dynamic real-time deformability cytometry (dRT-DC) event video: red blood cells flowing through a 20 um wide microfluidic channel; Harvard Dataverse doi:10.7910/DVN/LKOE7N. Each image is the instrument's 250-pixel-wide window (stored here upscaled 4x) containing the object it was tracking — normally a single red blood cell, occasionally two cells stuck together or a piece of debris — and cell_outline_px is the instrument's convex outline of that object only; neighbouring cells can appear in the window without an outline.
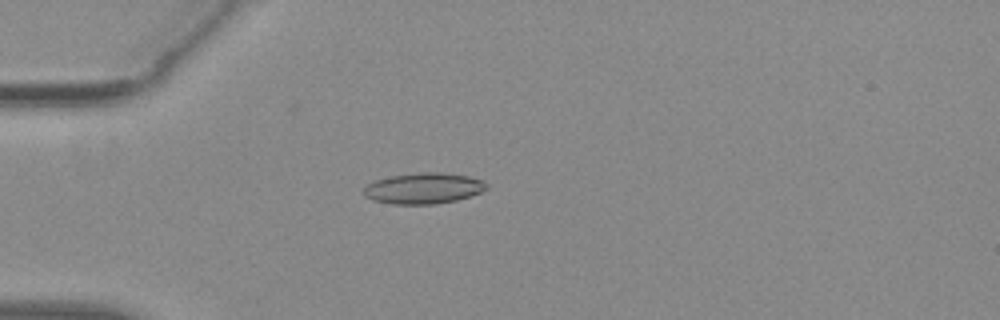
{"species": "common noctule bat (a hibernating species)", "species_latin": "Nyctalus noctula", "temperature_condition": "warm", "stored_images_in_passage": 54, "camera_frame_rate_fps": 3000, "um_per_image_px": 0.085, "animal": {"sex": "female", "body_mass_g": 29.2, "forearm_length_mm": 56.3}, "frame": {"image": 1, "passage_image": 16, "time_ms": 5.0, "image_size_px": [1000, 320], "cell_outline_px": [[488, 188], [480, 192], [456, 200], [436, 204], [392, 204], [372, 200], [364, 196], [364, 188], [368, 184], [376, 180], [392, 176], [420, 172], [440, 172], [468, 176], [484, 180], [488, 184]], "centroid_in_image_um": [36.01, 16.0], "position_along_channel_um": 49.0, "area_um2": 22.08}}
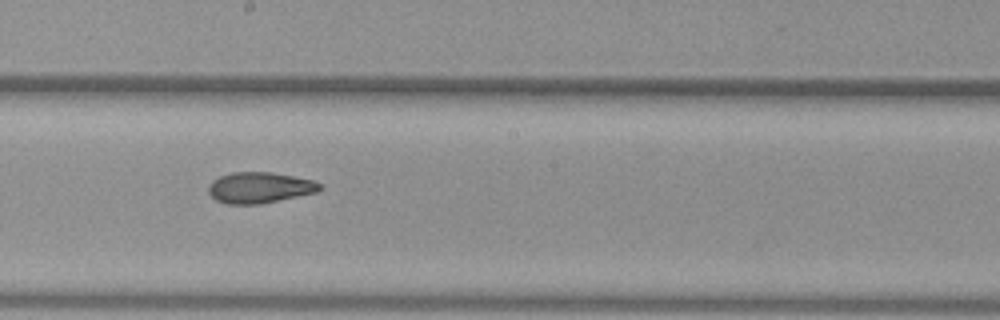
{"frame": {"image": 2, "passage_image": 31, "time_ms": 10.0, "image_size_px": [1000, 320], "cell_outline_px": [[324, 188], [316, 192], [260, 204], [224, 204], [216, 200], [208, 192], [208, 184], [212, 180], [220, 176], [232, 172], [272, 172], [312, 180], [324, 184]], "centroid_in_image_um": [22.06, 15.94], "position_along_channel_um": 226.1, "area_um2": 20.17}}
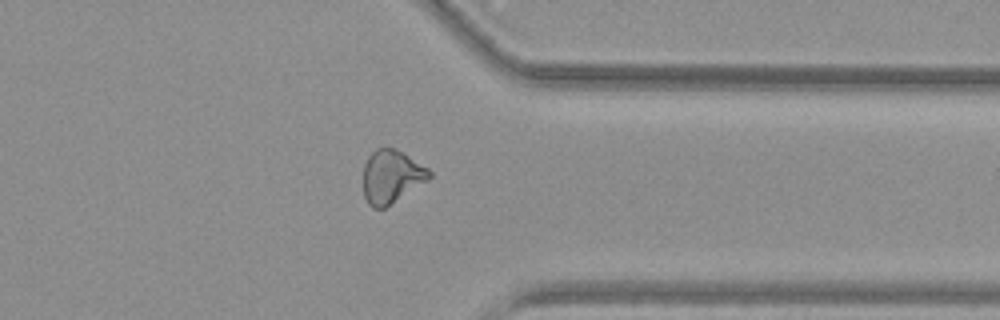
{"frame": {"image": 3, "passage_image": 43, "time_ms": 14.0, "image_size_px": [1000, 320], "cell_outline_px": [[432, 176], [428, 180], [384, 208], [372, 208], [368, 204], [364, 196], [364, 164], [368, 156], [376, 148], [396, 148], [428, 168], [432, 172]], "centroid_in_image_um": [33.27, 15.0], "position_along_channel_um": 378.1, "area_um2": 20.35}, "authors_computed_cell_mechanics": {"area_um2": 20.8658, "velocity_mm_per_s": 3.9108, "shape_relaxation_time_tau1_ms": null, "shape_relaxation_time_tau2_ms": 3.2475, "deformation_change_tau1": null, "deformation_change_tau2": 0.1006}}